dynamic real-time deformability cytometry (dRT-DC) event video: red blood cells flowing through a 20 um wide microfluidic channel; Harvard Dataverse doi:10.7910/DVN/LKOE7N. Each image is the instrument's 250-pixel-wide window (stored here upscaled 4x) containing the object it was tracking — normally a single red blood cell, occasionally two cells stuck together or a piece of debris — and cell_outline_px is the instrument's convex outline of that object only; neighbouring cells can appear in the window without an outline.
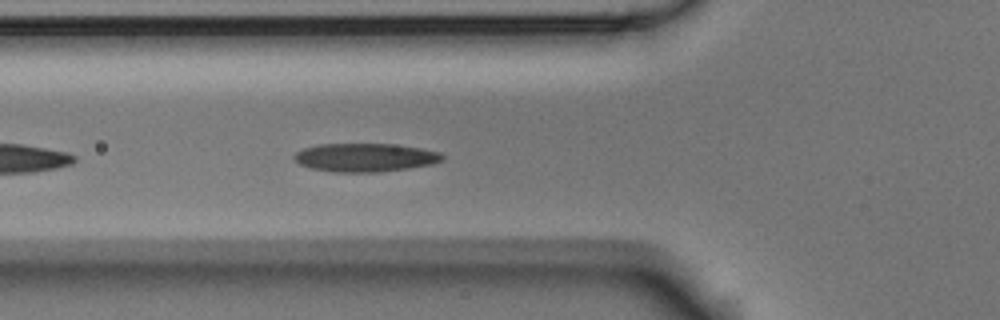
{"species": "Egyptian fruit bat (a non-hibernating species)", "species_latin": "Rousettus aegyptiacus", "temperature_condition": "room temperature", "stored_images_in_passage": 15, "camera_frame_rate_fps": 3000, "um_per_image_px": 0.085, "animal": {"sex": "male"}, "frame": {"image": 1, "passage_image": 5, "time_ms": 1.333, "image_size_px": [1000, 320], "cell_outline_px": [[444, 160], [432, 164], [408, 168], [380, 172], [336, 172], [308, 168], [300, 164], [292, 156], [296, 152], [304, 148], [320, 144], [392, 144], [420, 148], [440, 152], [444, 156]], "centroid_in_image_um": [31.04, 13.39], "position_along_channel_um": 94.8, "area_um2": 24.57}}
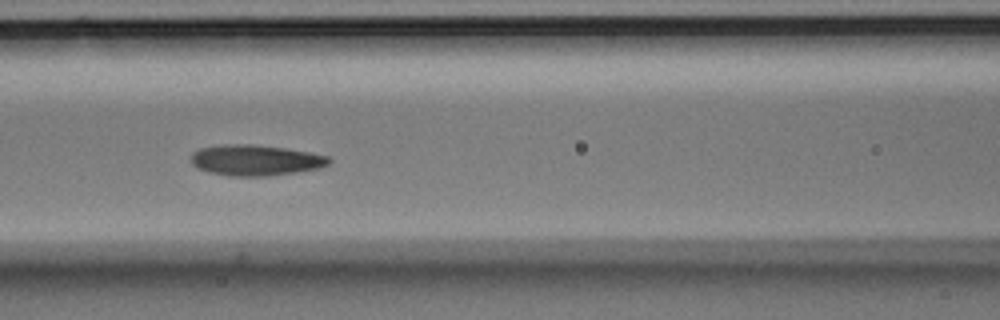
{"frame": {"image": 2, "passage_image": 9, "time_ms": 2.667, "image_size_px": [1000, 320], "cell_outline_px": [[332, 160], [328, 164], [316, 168], [296, 172], [268, 176], [228, 176], [208, 172], [196, 168], [192, 164], [192, 152], [200, 148], [220, 144], [252, 144], [284, 148], [308, 152], [328, 156]], "centroid_in_image_um": [21.66, 13.61], "position_along_channel_um": 144.9, "area_um2": 24.74}}